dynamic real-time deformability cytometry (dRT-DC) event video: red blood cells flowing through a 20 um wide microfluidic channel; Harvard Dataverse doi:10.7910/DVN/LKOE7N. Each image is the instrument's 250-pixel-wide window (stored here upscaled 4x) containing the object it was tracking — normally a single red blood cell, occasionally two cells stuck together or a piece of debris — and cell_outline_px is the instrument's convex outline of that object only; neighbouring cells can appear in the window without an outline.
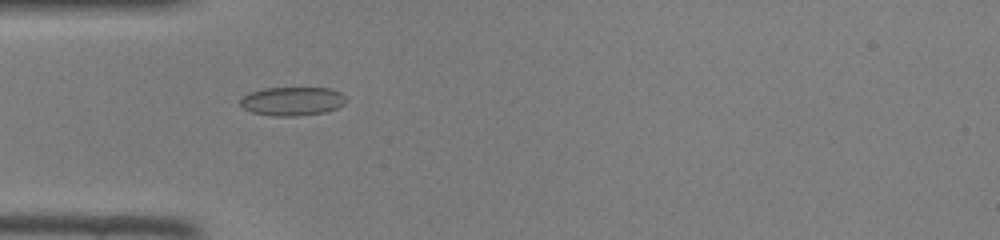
{"species": "common noctule bat (a hibernating species)", "species_latin": "Nyctalus noctula", "temperature_condition": "room temperature", "stored_images_in_passage": 38, "camera_frame_rate_fps": 3000, "um_per_image_px": 0.085, "animal": {"sex": "female", "body_mass_g": 22.0, "forearm_length_mm": 56.7}, "frame": {"image": 1, "passage_image": 6, "time_ms": 1.667, "image_size_px": [1000, 240], "cell_outline_px": [[348, 100], [344, 104], [328, 112], [296, 116], [272, 116], [252, 112], [244, 108], [240, 104], [240, 100], [248, 92], [264, 88], [328, 88], [340, 92]], "centroid_in_image_um": [24.85, 8.61], "position_along_channel_um": 60.1, "area_um2": 17.8}}
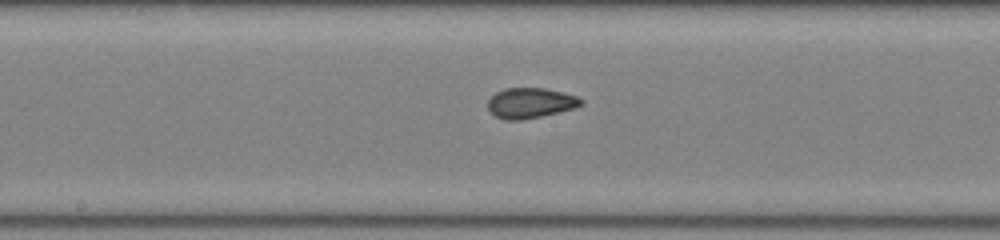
{"frame": {"image": 2, "passage_image": 16, "time_ms": 5.0, "image_size_px": [1000, 240], "cell_outline_px": [[584, 104], [572, 108], [540, 116], [520, 120], [504, 120], [496, 116], [488, 108], [488, 100], [496, 92], [504, 88], [544, 88], [564, 92], [576, 96], [584, 100]], "centroid_in_image_um": [45.08, 8.74], "position_along_channel_um": 203.1, "area_um2": 16.3}}
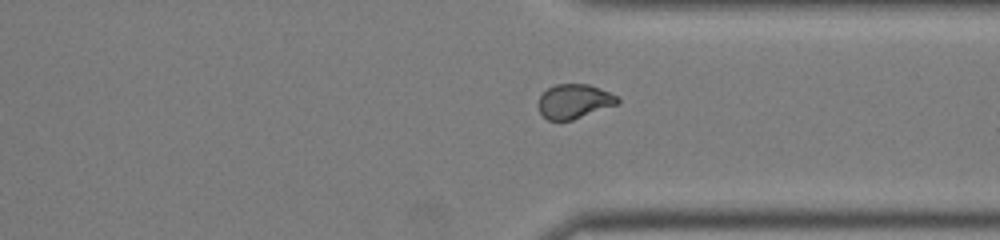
{"frame": {"image": 3, "passage_image": 27, "time_ms": 8.667, "image_size_px": [1000, 240], "cell_outline_px": [[620, 104], [572, 120], [548, 120], [540, 112], [536, 104], [540, 96], [548, 88], [556, 84], [588, 84], [600, 88], [620, 96]], "centroid_in_image_um": [48.84, 8.61], "position_along_channel_um": 362.6, "area_um2": 16.13}}